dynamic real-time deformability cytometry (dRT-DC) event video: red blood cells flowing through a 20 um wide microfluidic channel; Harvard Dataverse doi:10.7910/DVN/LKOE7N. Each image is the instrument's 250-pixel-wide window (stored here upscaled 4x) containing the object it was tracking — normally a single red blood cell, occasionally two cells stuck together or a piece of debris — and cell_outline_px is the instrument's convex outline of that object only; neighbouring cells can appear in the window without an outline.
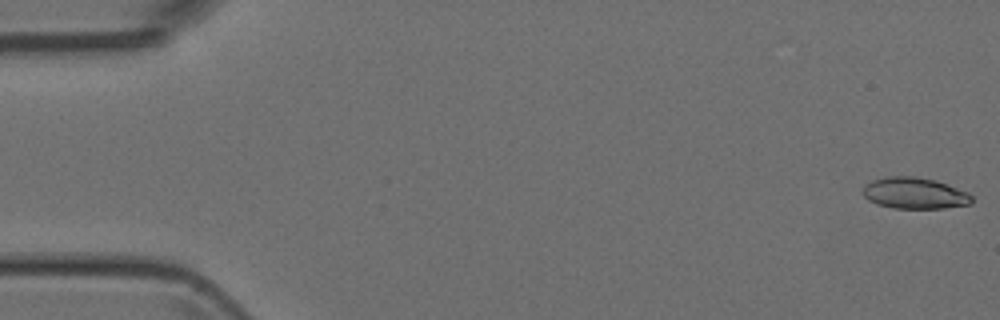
{"species": "Egyptian fruit bat (a non-hibernating species)", "species_latin": "Rousettus aegyptiacus", "temperature_condition": "room temperature", "stored_images_in_passage": 50, "camera_frame_rate_fps": 3000, "um_per_image_px": 0.085, "animal": {"sex": "female"}, "frame": {"image": 1, "passage_image": 1, "time_ms": 0.0, "image_size_px": [1000, 320], "cell_outline_px": [[972, 204], [944, 208], [892, 208], [876, 204], [868, 200], [860, 192], [864, 184], [872, 180], [888, 176], [916, 176], [936, 180], [968, 192], [972, 196]], "centroid_in_image_um": [77.7, 16.42], "position_along_channel_um": 7.3, "area_um2": 20.17}}
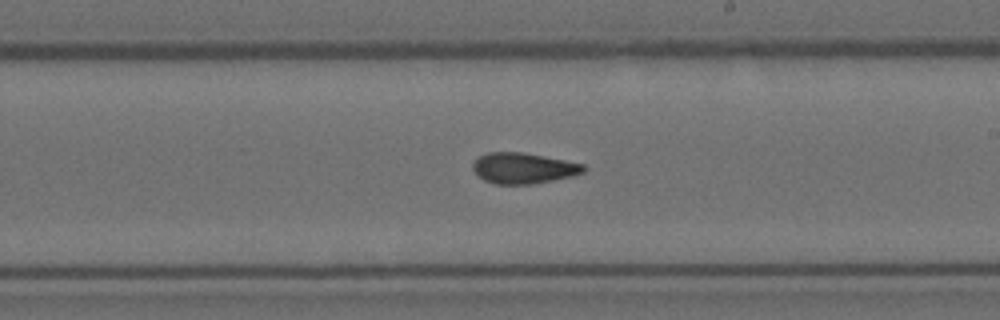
{"frame": {"image": 2, "passage_image": 29, "time_ms": 9.333, "image_size_px": [1000, 320], "cell_outline_px": [[588, 168], [584, 172], [572, 176], [532, 184], [496, 184], [484, 180], [472, 168], [472, 164], [476, 156], [488, 152], [524, 152], [584, 164]], "centroid_in_image_um": [44.48, 14.28], "position_along_channel_um": 244.5, "area_um2": 19.94}}
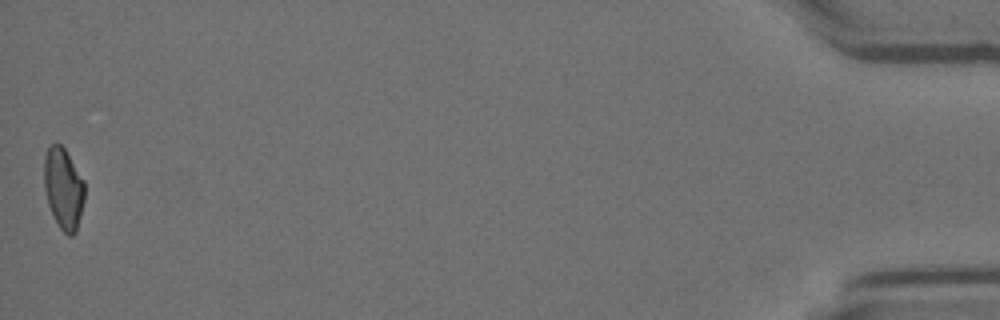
{"frame": {"image": 3, "passage_image": 50, "time_ms": 16.333, "image_size_px": [1000, 320], "cell_outline_px": [[84, 200], [76, 232], [72, 236], [68, 236], [60, 228], [48, 204], [44, 188], [44, 156], [48, 148], [56, 140], [64, 148], [84, 180]], "centroid_in_image_um": [5.39, 16.0], "position_along_channel_um": 429.8, "area_um2": 19.13}}